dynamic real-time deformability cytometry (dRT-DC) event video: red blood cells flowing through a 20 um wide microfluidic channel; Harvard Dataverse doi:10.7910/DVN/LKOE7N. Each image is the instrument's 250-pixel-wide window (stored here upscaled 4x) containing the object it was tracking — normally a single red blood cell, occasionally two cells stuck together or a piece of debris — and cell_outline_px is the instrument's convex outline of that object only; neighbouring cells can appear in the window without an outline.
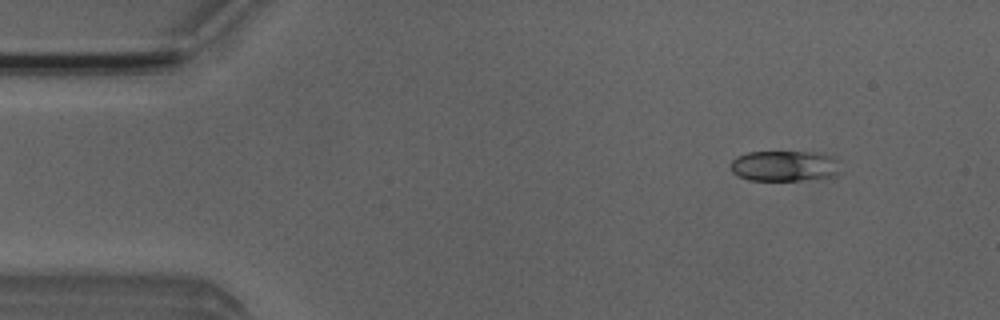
{"species": "Egyptian fruit bat (a non-hibernating species)", "species_latin": "Rousettus aegyptiacus", "temperature_condition": "room temperature", "stored_images_in_passage": 4, "camera_frame_rate_fps": 3000, "um_per_image_px": 0.085, "animal": {"sex": "male"}, "frame": {"image": 1, "passage_image": 2, "time_ms": 1.333, "image_size_px": [1000, 320], "cell_outline_px": [[836, 176], [816, 180], [748, 180], [732, 172], [732, 160], [736, 156], [748, 152], [808, 152], [828, 156], [836, 160]], "centroid_in_image_um": [66.63, 14.12], "position_along_channel_um": 18.4, "area_um2": 19.31}}